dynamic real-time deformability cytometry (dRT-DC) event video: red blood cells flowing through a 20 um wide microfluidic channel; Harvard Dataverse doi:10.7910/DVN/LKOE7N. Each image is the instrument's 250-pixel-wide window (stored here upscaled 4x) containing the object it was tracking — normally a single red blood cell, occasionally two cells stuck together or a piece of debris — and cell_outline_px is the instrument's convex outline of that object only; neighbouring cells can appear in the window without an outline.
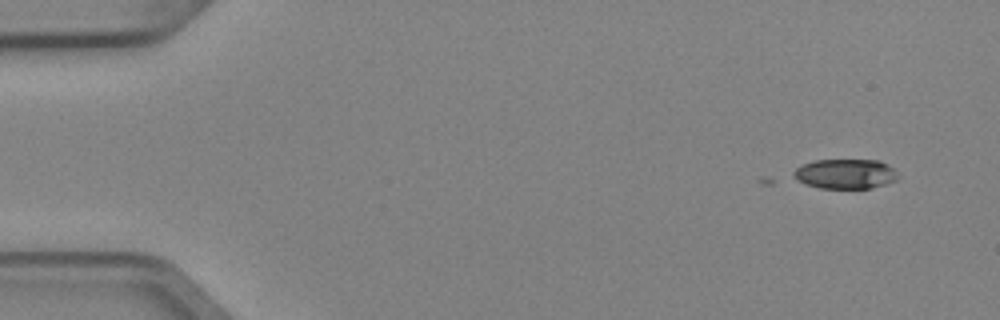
{"species": "Egyptian fruit bat (a non-hibernating species)", "species_latin": "Rousettus aegyptiacus", "temperature_condition": "cold", "stored_images_in_passage": 4, "camera_frame_rate_fps": 3000, "um_per_image_px": 0.085, "animal": {"sex": "female"}, "frame": {"image": 1, "passage_image": 1, "time_ms": 0.0, "image_size_px": [1000, 320], "cell_outline_px": [[900, 176], [896, 180], [872, 188], [820, 188], [804, 184], [792, 172], [796, 168], [804, 164], [816, 160], [880, 160], [892, 168]], "centroid_in_image_um": [71.89, 14.78], "position_along_channel_um": 13.1, "area_um2": 17.92}}